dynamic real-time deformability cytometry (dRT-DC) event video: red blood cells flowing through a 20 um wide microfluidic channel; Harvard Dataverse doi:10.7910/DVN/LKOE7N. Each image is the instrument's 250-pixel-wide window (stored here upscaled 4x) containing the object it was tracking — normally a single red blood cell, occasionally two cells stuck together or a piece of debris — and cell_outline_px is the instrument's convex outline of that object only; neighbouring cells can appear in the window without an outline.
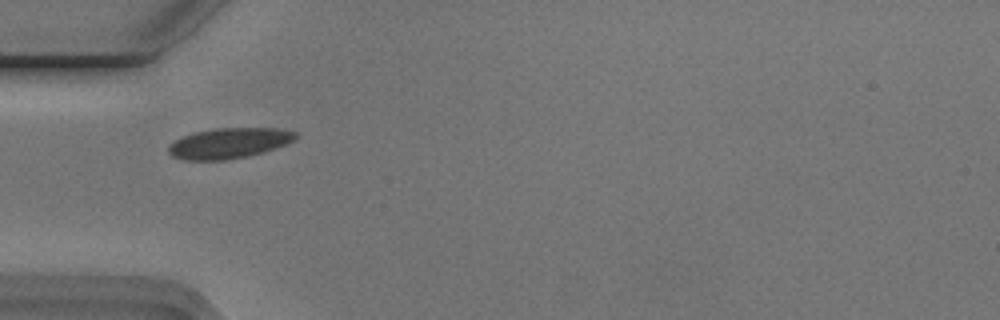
{"species": "Egyptian fruit bat (a non-hibernating species)", "species_latin": "Rousettus aegyptiacus", "temperature_condition": "cold", "stored_images_in_passage": 5, "camera_frame_rate_fps": 3000, "um_per_image_px": 0.085, "animal": {"sex": "male"}, "frame": {"image": 1, "passage_image": 1, "time_ms": 0.0, "image_size_px": [1000, 320], "cell_outline_px": [[296, 136], [292, 140], [284, 144], [248, 156], [228, 160], [184, 160], [172, 156], [168, 152], [168, 144], [184, 136], [196, 132], [216, 128], [276, 128], [296, 132]], "centroid_in_image_um": [19.4, 12.17], "position_along_channel_um": 65.6, "area_um2": 22.2}}
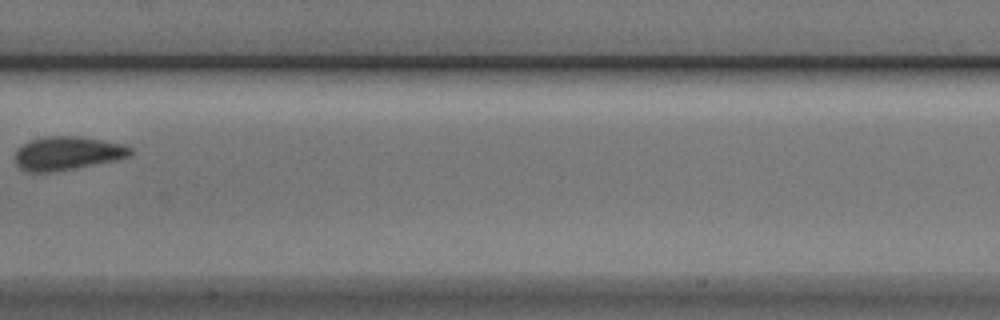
{"frame": {"image": 2, "passage_image": 4, "time_ms": 1.0, "image_size_px": [1000, 320], "cell_outline_px": [[132, 152], [128, 156], [116, 160], [52, 172], [28, 172], [20, 168], [16, 164], [16, 148], [40, 136], [80, 136], [124, 144], [132, 148]], "centroid_in_image_um": [5.71, 13.02], "position_along_channel_um": 201.7, "area_um2": 22.48}}
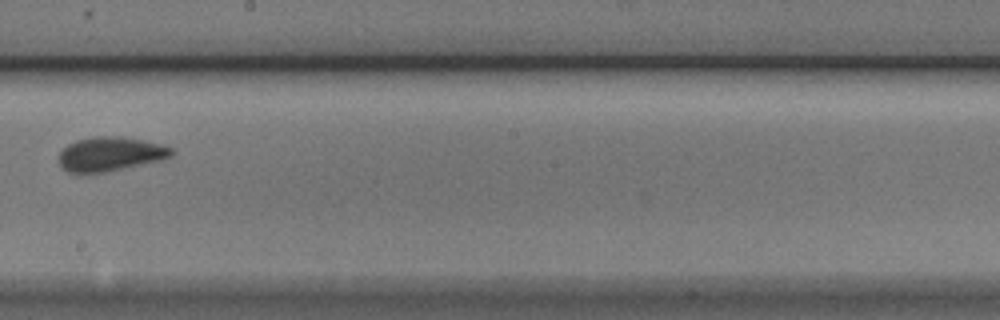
{"frame": {"image": 3, "passage_image": 5, "time_ms": 1.333, "image_size_px": [1000, 320], "cell_outline_px": [[176, 152], [172, 156], [164, 160], [104, 172], [68, 172], [60, 164], [60, 152], [68, 144], [76, 140], [92, 136], [120, 136], [144, 140], [160, 144], [172, 148]], "centroid_in_image_um": [9.43, 13.07], "position_along_channel_um": 238.8, "area_um2": 22.43}}